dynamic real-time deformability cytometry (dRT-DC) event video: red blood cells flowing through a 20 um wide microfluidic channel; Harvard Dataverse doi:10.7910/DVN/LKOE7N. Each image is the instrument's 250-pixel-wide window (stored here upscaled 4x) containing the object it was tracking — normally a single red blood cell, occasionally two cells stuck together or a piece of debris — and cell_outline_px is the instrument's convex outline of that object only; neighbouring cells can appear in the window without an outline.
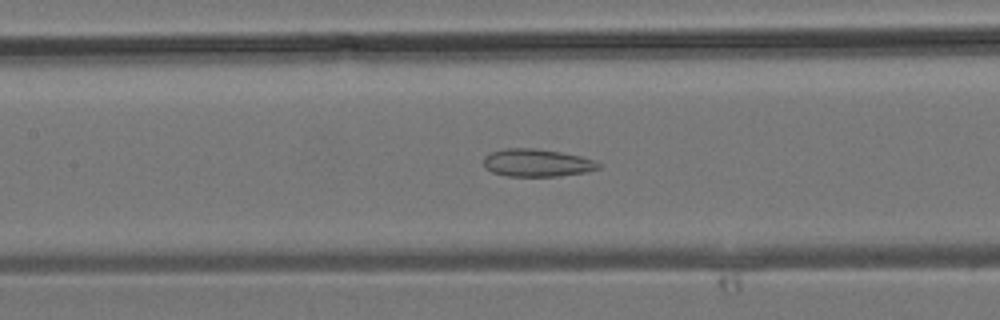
{"species": "common noctule bat (a hibernating species)", "species_latin": "Nyctalus noctula", "temperature_condition": "room temperature", "stored_images_in_passage": 33, "camera_frame_rate_fps": 3000, "um_per_image_px": 0.085, "animal": {"sex": "male", "body_mass_g": 19.2, "forearm_length_mm": 51.8}, "frame": {"image": 1, "passage_image": 13, "time_ms": 4.0, "image_size_px": [1000, 320], "cell_outline_px": [[600, 168], [584, 172], [556, 176], [508, 176], [492, 172], [484, 168], [484, 156], [492, 152], [504, 148], [532, 148], [560, 152], [580, 156], [592, 160], [600, 164]], "centroid_in_image_um": [45.59, 13.84], "position_along_channel_um": 161.8, "area_um2": 18.32}}
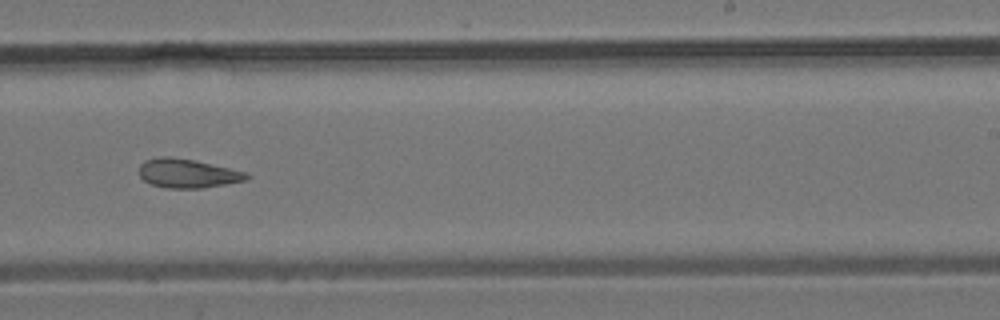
{"frame": {"image": 2, "passage_image": 19, "time_ms": 6.0, "image_size_px": [1000, 320], "cell_outline_px": [[252, 176], [248, 180], [204, 188], [164, 188], [152, 184], [144, 180], [140, 176], [140, 164], [144, 160], [160, 156], [168, 156], [192, 160], [248, 172]], "centroid_in_image_um": [15.97, 14.74], "position_along_channel_um": 273.0, "area_um2": 18.21}}
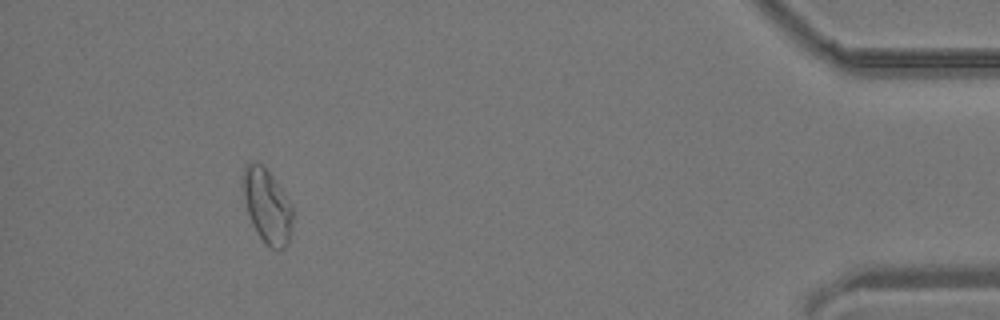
{"frame": {"image": 3, "passage_image": 30, "time_ms": 9.667, "image_size_px": [1000, 320], "cell_outline_px": [[292, 224], [288, 244], [284, 248], [272, 248], [264, 244], [256, 232], [252, 224], [248, 212], [244, 196], [244, 164], [248, 160], [256, 160], [276, 180], [292, 208]], "centroid_in_image_um": [22.7, 17.51], "position_along_channel_um": 412.5, "area_um2": 21.21}}